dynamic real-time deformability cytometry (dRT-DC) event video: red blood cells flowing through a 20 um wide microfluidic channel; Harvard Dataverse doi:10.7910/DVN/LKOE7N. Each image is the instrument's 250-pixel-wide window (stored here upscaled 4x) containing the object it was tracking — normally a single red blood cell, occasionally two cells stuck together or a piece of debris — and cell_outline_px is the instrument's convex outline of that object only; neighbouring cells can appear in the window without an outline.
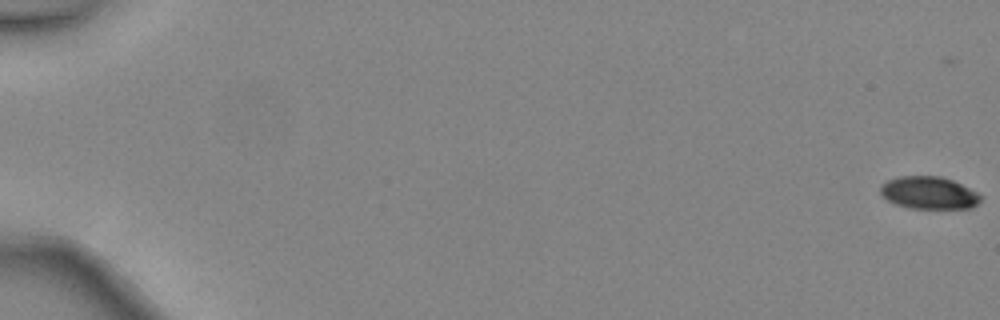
{"species": "common noctule bat (a hibernating species)", "species_latin": "Nyctalus noctula", "temperature_condition": "warm", "stored_images_in_passage": 9, "camera_frame_rate_fps": 3000, "um_per_image_px": 0.085, "animal": {"sex": "female", "body_mass_g": 24.6, "forearm_length_mm": 56.2}, "frame": {"image": 1, "passage_image": 1, "time_ms": 0.0, "image_size_px": [1000, 320], "cell_outline_px": [[980, 200], [972, 208], [908, 208], [896, 204], [880, 196], [880, 184], [888, 180], [900, 176], [940, 176], [952, 180], [976, 192], [980, 196]], "centroid_in_image_um": [78.9, 16.39], "position_along_channel_um": 6.1, "area_um2": 18.84}}